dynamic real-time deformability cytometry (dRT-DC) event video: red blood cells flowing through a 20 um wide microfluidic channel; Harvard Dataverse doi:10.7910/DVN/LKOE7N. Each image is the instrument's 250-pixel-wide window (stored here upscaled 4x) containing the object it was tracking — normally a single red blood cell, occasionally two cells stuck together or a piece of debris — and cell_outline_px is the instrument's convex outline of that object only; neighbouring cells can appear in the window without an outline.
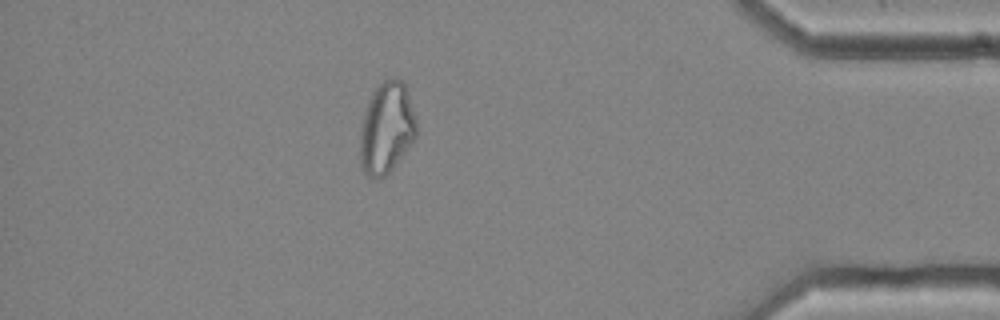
{"species": "common noctule bat (a hibernating species)", "species_latin": "Nyctalus noctula", "temperature_condition": "cold", "stored_images_in_passage": 52, "camera_frame_rate_fps": 3000, "um_per_image_px": 0.085, "animal": {"sex": "female", "body_mass_g": 25.1}, "frame": {"image": 1, "passage_image": 45, "time_ms": 14.667, "image_size_px": [1000, 320], "cell_outline_px": [[416, 136], [392, 168], [380, 180], [372, 180], [364, 172], [360, 164], [360, 124], [364, 112], [372, 92], [384, 80], [392, 76], [400, 80], [404, 84], [408, 92], [416, 120]], "centroid_in_image_um": [32.82, 10.89], "position_along_channel_um": 402.4, "area_um2": 30.06}, "authors_computed_cell_mechanics": {"area_um2": 29.1601, "velocity_mm_per_s": 3.6374, "shape_relaxation_time_tau1_ms": null, "shape_relaxation_time_tau2_ms": 3.4639, "deformation_change_tau1": null, "deformation_change_tau2": 0.1082}}